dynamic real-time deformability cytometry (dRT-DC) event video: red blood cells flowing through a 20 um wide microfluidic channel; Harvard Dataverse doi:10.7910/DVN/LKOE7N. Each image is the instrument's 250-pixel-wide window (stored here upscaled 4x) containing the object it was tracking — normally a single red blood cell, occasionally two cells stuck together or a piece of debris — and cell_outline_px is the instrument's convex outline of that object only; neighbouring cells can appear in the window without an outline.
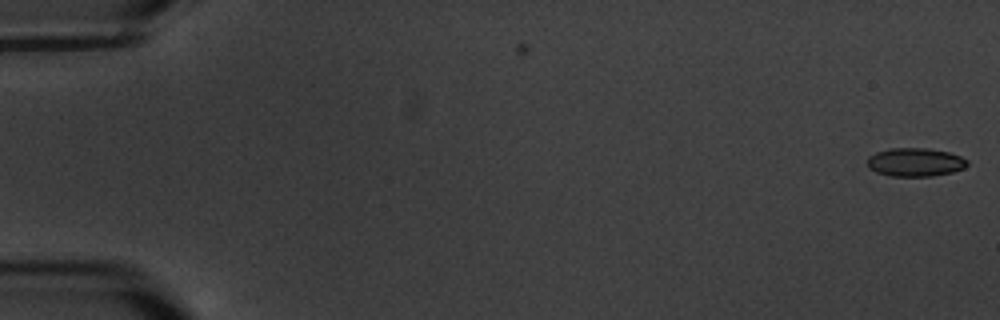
{"species": "common noctule bat (a hibernating species)", "species_latin": "Nyctalus noctula", "temperature_condition": "warm", "stored_images_in_passage": 6, "camera_frame_rate_fps": 3000, "um_per_image_px": 0.085, "animal": {"sex": "male", "body_mass_g": 20.1, "forearm_length_mm": 53.5}, "frame": {"image": 1, "passage_image": 1, "time_ms": 0.0, "image_size_px": [1000, 320], "cell_outline_px": [[968, 164], [964, 168], [952, 172], [932, 176], [892, 176], [876, 172], [868, 168], [868, 156], [876, 152], [892, 148], [928, 148], [948, 152], [960, 156], [968, 160]], "centroid_in_image_um": [77.79, 13.78], "position_along_channel_um": 7.2, "area_um2": 16.59}}
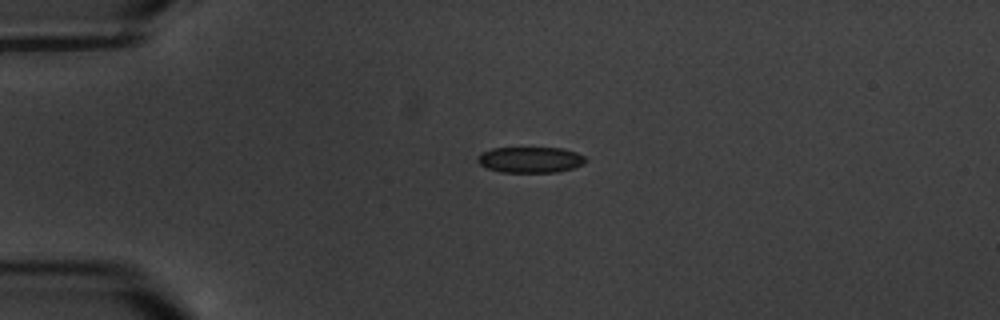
{"frame": {"image": 2, "passage_image": 5, "time_ms": 4.667, "image_size_px": [1000, 320], "cell_outline_px": [[588, 160], [572, 168], [556, 172], [500, 172], [488, 168], [480, 164], [476, 160], [476, 156], [480, 152], [492, 148], [564, 148], [576, 152], [584, 156]], "centroid_in_image_um": [45.03, 13.57], "position_along_channel_um": 40.0, "area_um2": 16.3}}